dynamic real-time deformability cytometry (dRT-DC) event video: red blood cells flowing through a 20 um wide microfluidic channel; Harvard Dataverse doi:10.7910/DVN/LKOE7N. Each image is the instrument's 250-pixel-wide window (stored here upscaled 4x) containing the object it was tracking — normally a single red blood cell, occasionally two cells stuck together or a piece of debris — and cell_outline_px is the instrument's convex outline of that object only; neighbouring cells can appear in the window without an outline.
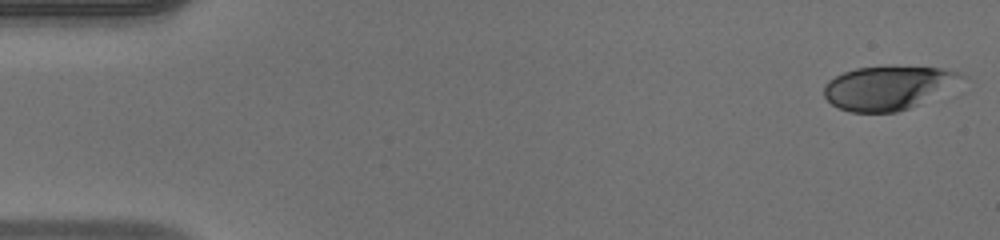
{"species": "human", "species_latin": "Homo sapiens", "temperature_condition": "warm", "stored_images_in_passage": 49, "camera_frame_rate_fps": 3000, "um_per_image_px": 0.085, "donor": {"sex": "male"}, "frame": {"image": 1, "passage_image": 1, "time_ms": 0.0, "image_size_px": [1000, 240], "cell_outline_px": [[968, 76], [916, 104], [908, 108], [896, 112], [852, 112], [840, 108], [832, 104], [824, 96], [824, 84], [828, 80], [844, 72], [856, 68], [884, 64], [896, 64], [940, 68], [960, 72]], "centroid_in_image_um": [75.42, 7.4], "position_along_channel_um": 9.6, "area_um2": 35.03}}
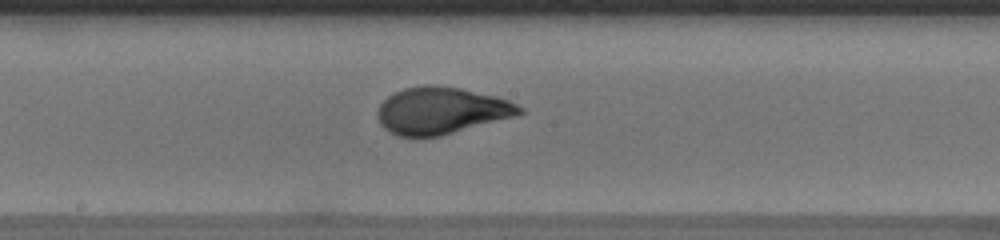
{"frame": {"image": 2, "passage_image": 26, "time_ms": 8.333, "image_size_px": [1000, 240], "cell_outline_px": [[524, 112], [516, 116], [440, 136], [396, 136], [388, 132], [380, 124], [376, 116], [376, 112], [380, 104], [388, 96], [404, 88], [424, 84], [432, 84], [460, 88], [496, 96], [508, 100], [524, 108]], "centroid_in_image_um": [37.49, 9.4], "position_along_channel_um": 210.7, "area_um2": 38.96}}
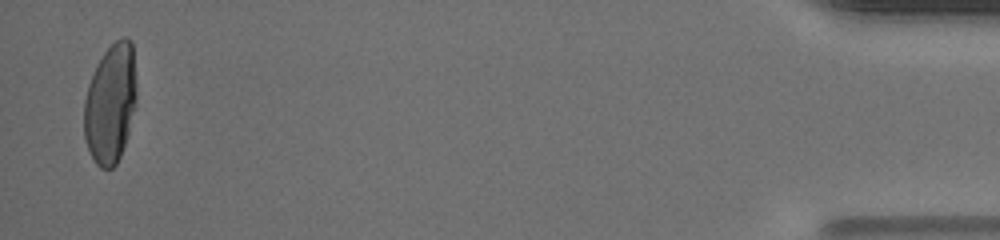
{"frame": {"image": 3, "passage_image": 48, "time_ms": 15.667, "image_size_px": [1000, 240], "cell_outline_px": [[136, 108], [120, 156], [116, 164], [112, 168], [100, 168], [96, 164], [88, 148], [84, 136], [84, 100], [88, 84], [104, 52], [116, 40], [124, 36], [132, 40], [136, 80]], "centroid_in_image_um": [9.41, 8.79], "position_along_channel_um": 425.8, "area_um2": 36.53}, "authors_computed_cell_mechanics": {"area_um2": 37.5122, "velocity_mm_per_s": 4.1402, "shape_relaxation_time_tau1_ms": 4.7393, "shape_relaxation_time_tau2_ms": null, "deformation_change_tau1": 0.2499, "deformation_change_tau2": null}}